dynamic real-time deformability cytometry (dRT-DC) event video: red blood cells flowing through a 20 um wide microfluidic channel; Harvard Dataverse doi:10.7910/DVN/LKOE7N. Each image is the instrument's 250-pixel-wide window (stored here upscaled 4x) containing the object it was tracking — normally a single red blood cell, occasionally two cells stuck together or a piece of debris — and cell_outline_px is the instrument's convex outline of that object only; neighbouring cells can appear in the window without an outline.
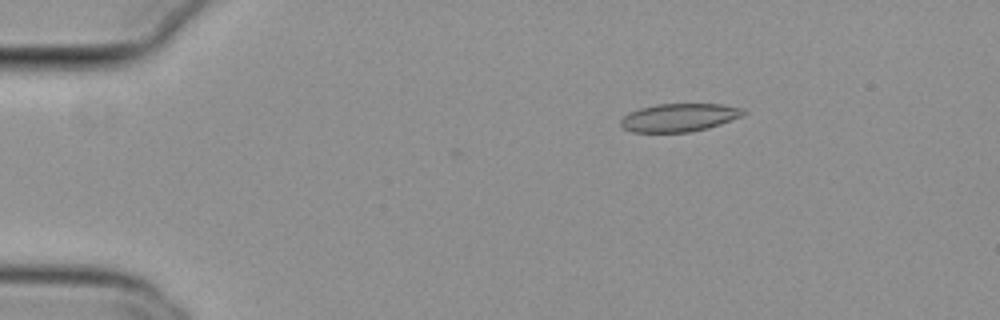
{"species": "common noctule bat (a hibernating species)", "species_latin": "Nyctalus noctula", "temperature_condition": "cold", "stored_images_in_passage": 43, "camera_frame_rate_fps": 3000, "um_per_image_px": 0.085, "animal": {"sex": "female", "body_mass_g": 29.2, "forearm_length_mm": 56.3}, "frame": {"image": 1, "passage_image": 2, "time_ms": 0.333, "image_size_px": [1000, 320], "cell_outline_px": [[748, 112], [740, 116], [720, 124], [708, 128], [688, 132], [632, 132], [624, 128], [620, 124], [620, 120], [628, 112], [640, 108], [656, 104], [720, 104], [744, 108]], "centroid_in_image_um": [57.72, 9.98], "position_along_channel_um": 27.3, "area_um2": 20.06}}
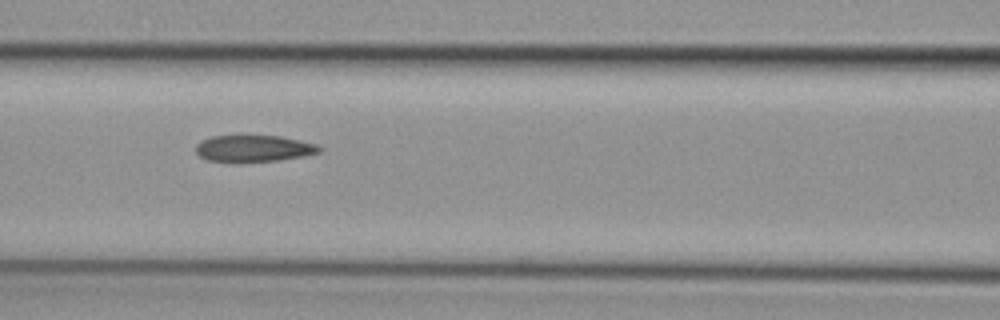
{"frame": {"image": 2, "passage_image": 17, "time_ms": 5.333, "image_size_px": [1000, 320], "cell_outline_px": [[320, 152], [304, 156], [276, 160], [240, 164], [232, 164], [208, 160], [200, 156], [196, 152], [196, 144], [200, 140], [212, 136], [280, 136], [300, 140], [316, 144], [320, 148]], "centroid_in_image_um": [21.5, 12.65], "position_along_channel_um": 145.1, "area_um2": 19.59}}
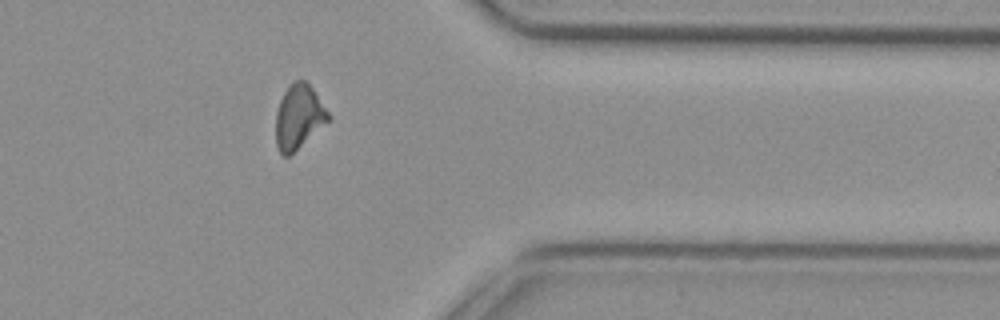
{"frame": {"image": 3, "passage_image": 37, "time_ms": 12.0, "image_size_px": [1000, 320], "cell_outline_px": [[332, 120], [288, 156], [284, 156], [280, 152], [276, 144], [276, 112], [280, 100], [284, 92], [296, 80], [308, 80], [328, 112]], "centroid_in_image_um": [25.42, 9.92], "position_along_channel_um": 386.0, "area_um2": 19.65}, "authors_computed_cell_mechanics": {"area_um2": 20.0566, "velocity_mm_per_s": 3.8062, "shape_relaxation_time_tau1_ms": null, "shape_relaxation_time_tau2_ms": 4.7638, "deformation_change_tau1": null, "deformation_change_tau2": 0.1077}}